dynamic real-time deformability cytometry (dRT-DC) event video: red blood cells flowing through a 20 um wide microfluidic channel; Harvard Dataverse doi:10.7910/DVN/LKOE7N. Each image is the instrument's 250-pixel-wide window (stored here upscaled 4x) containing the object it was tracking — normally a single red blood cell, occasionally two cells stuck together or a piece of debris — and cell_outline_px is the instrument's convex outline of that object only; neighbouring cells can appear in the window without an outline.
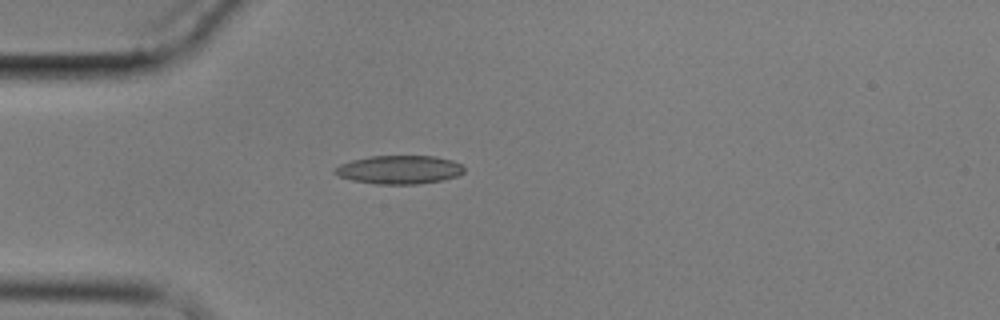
{"species": "common noctule bat (a hibernating species)", "species_latin": "Nyctalus noctula", "temperature_condition": "cold", "stored_images_in_passage": 1, "camera_frame_rate_fps": 3000, "um_per_image_px": 0.085, "animal": {"sex": "male", "body_mass_g": 17.9}, "frame": {"image": 1, "passage_image": 1, "time_ms": 0.0, "image_size_px": [1000, 320], "cell_outline_px": [[464, 172], [456, 176], [444, 180], [416, 184], [376, 184], [352, 180], [340, 176], [332, 172], [340, 164], [352, 160], [368, 156], [436, 156], [452, 160], [460, 164], [464, 168]], "centroid_in_image_um": [33.94, 14.42], "position_along_channel_um": 51.1, "area_um2": 21.44}}